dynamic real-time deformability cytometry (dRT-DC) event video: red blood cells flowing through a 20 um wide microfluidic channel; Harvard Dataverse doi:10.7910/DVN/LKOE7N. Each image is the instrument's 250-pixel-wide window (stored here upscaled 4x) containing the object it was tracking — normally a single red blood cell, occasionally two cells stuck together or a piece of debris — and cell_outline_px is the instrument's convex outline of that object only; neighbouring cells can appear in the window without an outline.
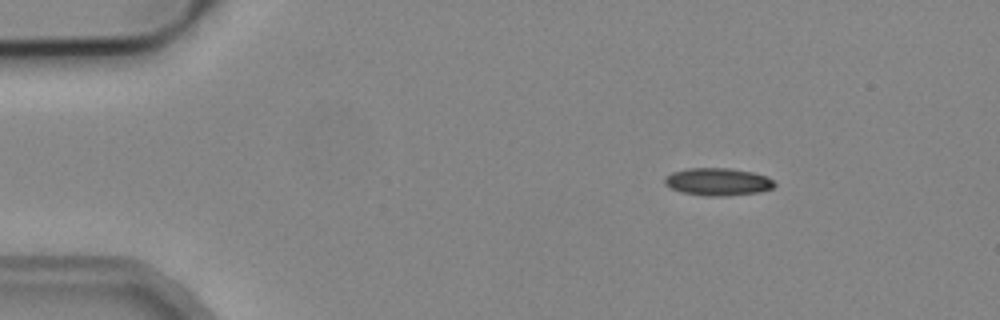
{"species": "common noctule bat (a hibernating species)", "species_latin": "Nyctalus noctula", "temperature_condition": "cold", "stored_images_in_passage": 3, "camera_frame_rate_fps": 3000, "um_per_image_px": 0.085, "animal": {"sex": "male", "body_mass_g": 19.2, "forearm_length_mm": 51.8}, "frame": {"image": 1, "passage_image": 1, "time_ms": 0.0, "image_size_px": [1000, 320], "cell_outline_px": [[776, 184], [772, 188], [760, 192], [728, 196], [704, 196], [680, 192], [664, 184], [664, 176], [672, 172], [688, 168], [728, 168], [752, 172], [768, 176]], "centroid_in_image_um": [61.0, 15.45], "position_along_channel_um": 24.0, "area_um2": 17.8}}